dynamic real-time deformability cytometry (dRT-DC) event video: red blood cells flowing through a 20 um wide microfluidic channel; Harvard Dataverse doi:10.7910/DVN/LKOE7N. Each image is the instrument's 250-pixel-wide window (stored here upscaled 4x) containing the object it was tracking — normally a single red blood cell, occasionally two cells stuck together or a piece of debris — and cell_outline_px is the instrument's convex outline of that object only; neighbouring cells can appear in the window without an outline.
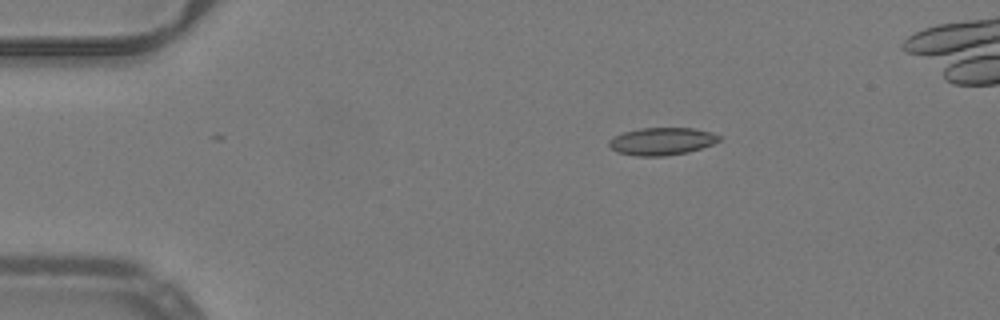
{"species": "common noctule bat (a hibernating species)", "species_latin": "Nyctalus noctula", "temperature_condition": "warm", "stored_images_in_passage": 2, "camera_frame_rate_fps": 3000, "um_per_image_px": 0.085, "animal": {"sex": "male", "body_mass_g": 19.2, "forearm_length_mm": 51.8}, "frame": {"image": 1, "passage_image": 1, "time_ms": 0.0, "image_size_px": [1000, 320], "cell_outline_px": [[720, 140], [712, 144], [688, 152], [664, 156], [636, 156], [616, 152], [608, 144], [608, 140], [612, 136], [624, 132], [640, 128], [692, 128], [712, 132], [720, 136]], "centroid_in_image_um": [56.22, 12.01], "position_along_channel_um": 28.8, "area_um2": 17.69}}